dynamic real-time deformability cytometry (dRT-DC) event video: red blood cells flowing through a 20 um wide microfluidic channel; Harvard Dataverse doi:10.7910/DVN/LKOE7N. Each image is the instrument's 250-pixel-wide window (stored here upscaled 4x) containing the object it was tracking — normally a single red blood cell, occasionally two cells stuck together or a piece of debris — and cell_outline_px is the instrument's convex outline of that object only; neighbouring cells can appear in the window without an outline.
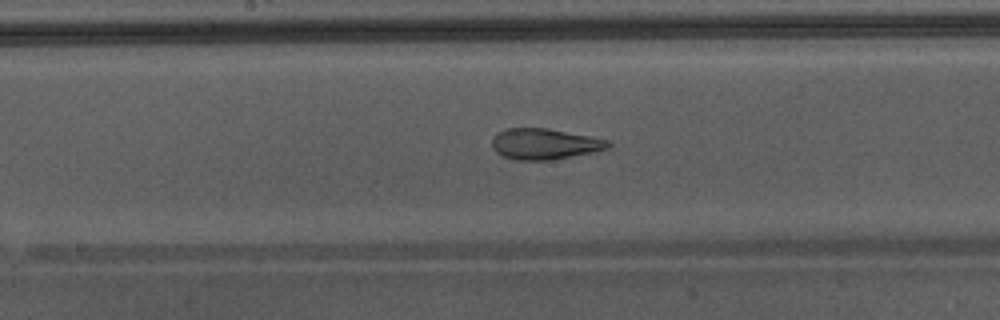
{"species": "Egyptian fruit bat (a non-hibernating species)", "species_latin": "Rousettus aegyptiacus", "temperature_condition": "warm", "stored_images_in_passage": 24, "camera_frame_rate_fps": 3000, "um_per_image_px": 0.085, "animal": {"sex": "male"}, "frame": {"image": 1, "passage_image": 11, "time_ms": 3.333, "image_size_px": [1000, 320], "cell_outline_px": [[612, 144], [608, 148], [592, 152], [552, 160], [516, 160], [504, 156], [496, 152], [492, 148], [492, 140], [496, 132], [508, 128], [548, 128], [608, 140]], "centroid_in_image_um": [46.26, 12.23], "position_along_channel_um": 201.9, "area_um2": 20.81}}
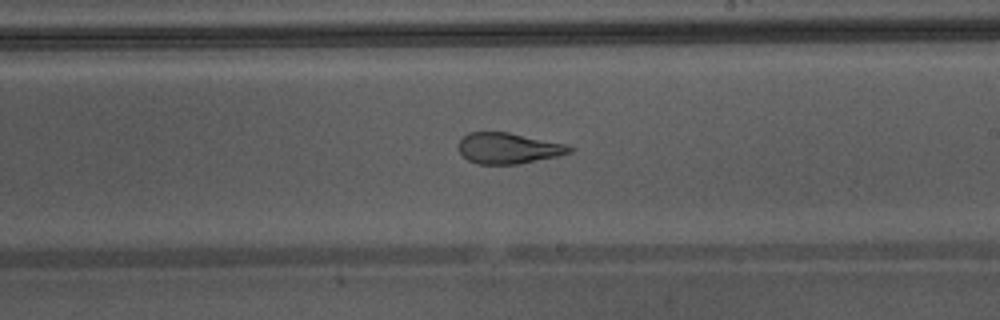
{"frame": {"image": 2, "passage_image": 14, "time_ms": 4.333, "image_size_px": [1000, 320], "cell_outline_px": [[576, 148], [572, 152], [556, 156], [516, 164], [476, 164], [468, 160], [460, 152], [460, 140], [468, 132], [508, 132], [568, 144]], "centroid_in_image_um": [43.25, 12.59], "position_along_channel_um": 245.8, "area_um2": 19.88}}